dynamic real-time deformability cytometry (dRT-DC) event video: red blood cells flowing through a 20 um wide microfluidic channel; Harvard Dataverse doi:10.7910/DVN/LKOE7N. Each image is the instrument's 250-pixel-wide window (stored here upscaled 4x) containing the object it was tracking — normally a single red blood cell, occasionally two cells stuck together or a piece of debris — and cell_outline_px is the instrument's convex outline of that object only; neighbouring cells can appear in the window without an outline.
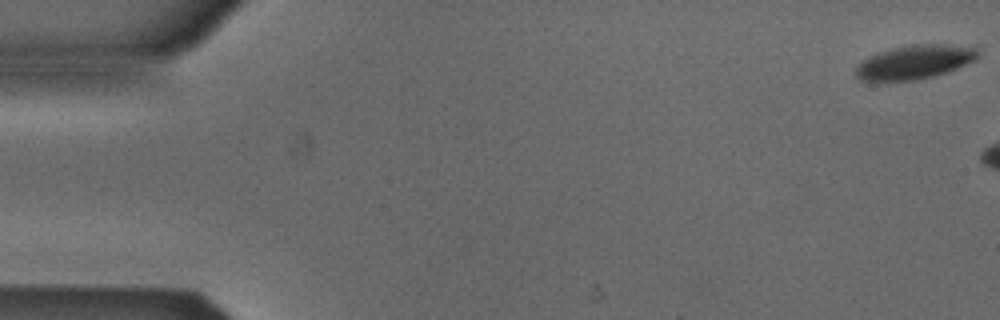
{"species": "Egyptian fruit bat (a non-hibernating species)", "species_latin": "Rousettus aegyptiacus", "temperature_condition": "cold", "stored_images_in_passage": 6, "camera_frame_rate_fps": 3000, "um_per_image_px": 0.085, "animal": {"sex": "male"}, "frame": {"image": 1, "passage_image": 1, "time_ms": 0.0, "image_size_px": [1000, 320], "cell_outline_px": [[980, 56], [948, 72], [916, 80], [860, 80], [856, 76], [856, 68], [868, 56], [892, 48], [912, 44], [976, 44], [980, 52]], "centroid_in_image_um": [77.85, 5.23], "position_along_channel_um": 7.2, "area_um2": 24.22}}